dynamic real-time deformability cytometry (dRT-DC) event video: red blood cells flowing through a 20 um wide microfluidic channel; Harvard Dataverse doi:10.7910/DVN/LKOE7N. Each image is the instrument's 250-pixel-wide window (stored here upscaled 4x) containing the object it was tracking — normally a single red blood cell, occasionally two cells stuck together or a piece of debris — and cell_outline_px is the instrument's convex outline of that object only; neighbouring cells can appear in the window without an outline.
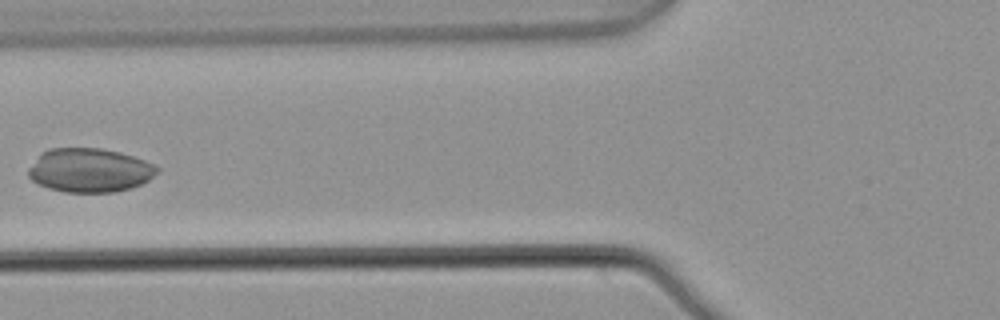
{"species": "common noctule bat (a hibernating species)", "species_latin": "Nyctalus noctula", "temperature_condition": "warm", "stored_images_in_passage": 6, "camera_frame_rate_fps": 3000, "um_per_image_px": 0.085, "animal": {"sex": "male", "body_mass_g": 21.5, "forearm_length_mm": 52.0}, "frame": {"image": 1, "passage_image": 6, "time_ms": 1.667, "image_size_px": [1000, 320], "cell_outline_px": [[160, 172], [148, 180], [132, 188], [116, 192], [64, 192], [48, 188], [32, 180], [28, 176], [28, 168], [40, 152], [48, 148], [100, 148], [120, 152], [144, 160], [160, 168]], "centroid_in_image_um": [7.61, 14.47], "position_along_channel_um": 118.2, "area_um2": 33.18}}